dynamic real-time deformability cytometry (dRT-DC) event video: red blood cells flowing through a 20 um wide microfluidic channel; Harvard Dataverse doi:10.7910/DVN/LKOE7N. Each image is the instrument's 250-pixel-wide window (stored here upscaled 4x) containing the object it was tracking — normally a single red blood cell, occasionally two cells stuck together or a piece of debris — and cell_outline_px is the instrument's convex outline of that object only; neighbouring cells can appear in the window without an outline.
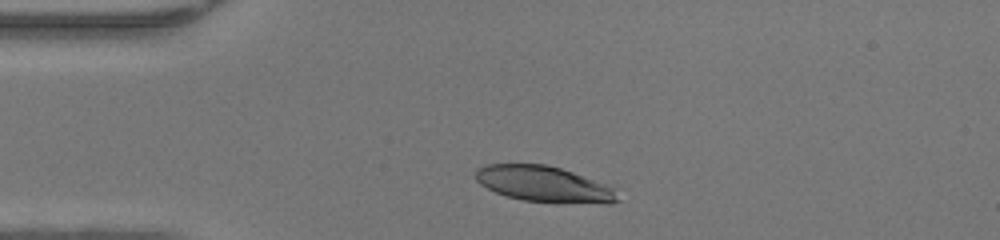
{"species": "human", "species_latin": "Homo sapiens", "temperature_condition": "warm", "stored_images_in_passage": 30, "camera_frame_rate_fps": 3000, "um_per_image_px": 0.085, "donor": {"sex": "female"}, "frame": {"image": 1, "passage_image": 1, "time_ms": 0.0, "image_size_px": [1000, 240], "cell_outline_px": [[620, 200], [612, 204], [556, 204], [520, 200], [496, 192], [480, 184], [476, 180], [476, 168], [484, 164], [544, 164], [560, 168], [608, 184], [612, 188]], "centroid_in_image_um": [46.28, 15.68], "position_along_channel_um": 38.7, "area_um2": 30.23}}
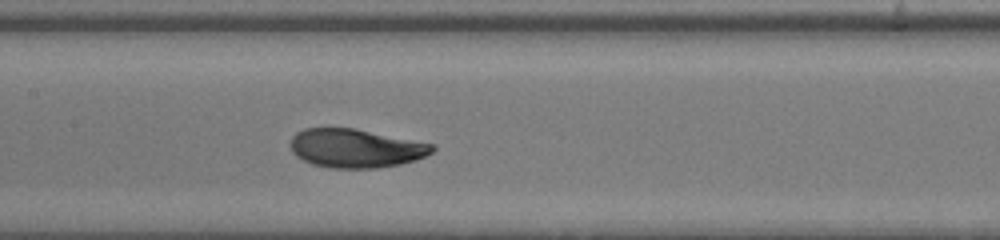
{"frame": {"image": 2, "passage_image": 13, "time_ms": 4.0, "image_size_px": [1000, 240], "cell_outline_px": [[436, 148], [432, 152], [424, 156], [400, 164], [376, 168], [332, 168], [312, 164], [296, 156], [292, 152], [292, 136], [296, 132], [304, 128], [356, 128], [436, 144]], "centroid_in_image_um": [30.25, 12.59], "position_along_channel_um": 177.1, "area_um2": 32.02}}
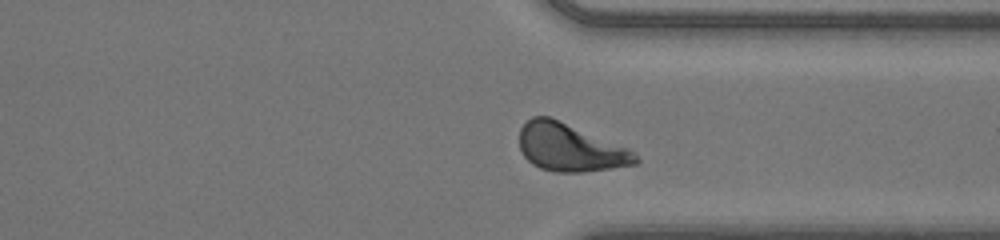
{"frame": {"image": 3, "passage_image": 26, "time_ms": 8.333, "image_size_px": [1000, 240], "cell_outline_px": [[640, 160], [636, 164], [584, 172], [556, 172], [540, 168], [532, 164], [524, 156], [520, 148], [520, 128], [532, 116], [548, 116], [628, 148]], "centroid_in_image_um": [48.42, 12.55], "position_along_channel_um": 363.0, "area_um2": 31.85}, "authors_computed_cell_mechanics": {"area_um2": 32.1946, "velocity_mm_per_s": 4.2815, "shape_relaxation_time_tau1_ms": 2.6607, "shape_relaxation_time_tau2_ms": null, "deformation_change_tau1": 0.1732, "deformation_change_tau2": null}}